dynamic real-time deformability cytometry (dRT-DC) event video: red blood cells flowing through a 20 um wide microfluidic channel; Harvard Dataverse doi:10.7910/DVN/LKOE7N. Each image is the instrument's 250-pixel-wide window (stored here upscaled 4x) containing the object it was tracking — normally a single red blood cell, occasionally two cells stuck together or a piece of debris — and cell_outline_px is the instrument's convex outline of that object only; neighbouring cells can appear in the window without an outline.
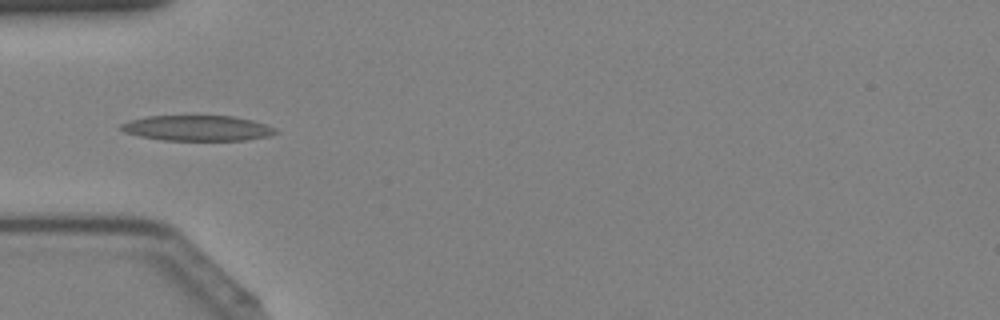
{"species": "Egyptian fruit bat (a non-hibernating species)", "species_latin": "Rousettus aegyptiacus", "temperature_condition": "cold", "stored_images_in_passage": 13, "camera_frame_rate_fps": 3000, "um_per_image_px": 0.085, "animal": {"sex": "female"}, "frame": {"image": 1, "passage_image": 11, "time_ms": 3.333, "image_size_px": [1000, 320], "cell_outline_px": [[280, 132], [268, 136], [244, 140], [164, 140], [140, 136], [124, 132], [120, 128], [120, 124], [128, 120], [148, 116], [196, 112], [232, 116], [252, 120], [276, 128]], "centroid_in_image_um": [16.75, 10.83], "position_along_channel_um": 68.3, "area_um2": 24.04}}
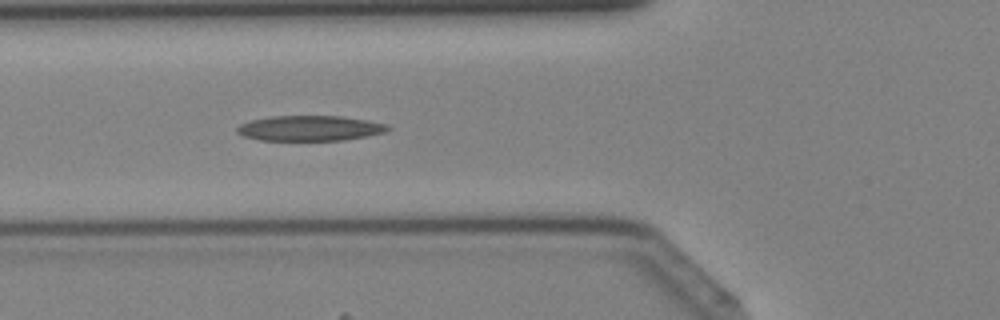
{"frame": {"image": 2, "passage_image": 13, "time_ms": 4.0, "image_size_px": [1000, 320], "cell_outline_px": [[392, 128], [384, 132], [344, 140], [260, 140], [244, 136], [236, 132], [236, 128], [240, 124], [252, 120], [272, 116], [340, 116], [368, 120], [388, 124]], "centroid_in_image_um": [26.34, 10.89], "position_along_channel_um": 99.5, "area_um2": 22.08}}